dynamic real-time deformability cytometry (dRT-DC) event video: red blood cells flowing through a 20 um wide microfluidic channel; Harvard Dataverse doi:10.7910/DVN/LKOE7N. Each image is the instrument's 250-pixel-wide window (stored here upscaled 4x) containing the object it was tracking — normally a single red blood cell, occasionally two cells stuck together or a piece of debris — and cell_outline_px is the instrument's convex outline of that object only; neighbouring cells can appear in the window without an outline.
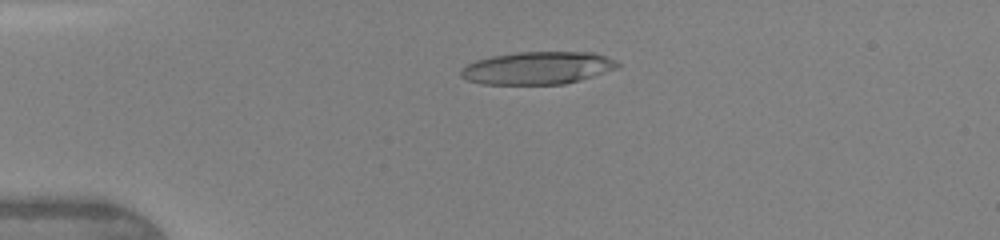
{"species": "human", "species_latin": "Homo sapiens", "temperature_condition": "warm", "stored_images_in_passage": 46, "camera_frame_rate_fps": 3000, "um_per_image_px": 0.085, "donor": {"sex": "female"}, "frame": {"image": 1, "passage_image": 11, "time_ms": 3.333, "image_size_px": [1000, 240], "cell_outline_px": [[620, 64], [616, 68], [580, 80], [564, 84], [480, 84], [468, 80], [460, 76], [460, 68], [476, 60], [492, 56], [516, 52], [592, 52], [616, 60]], "centroid_in_image_um": [45.65, 5.78], "position_along_channel_um": 39.3, "area_um2": 29.71}}
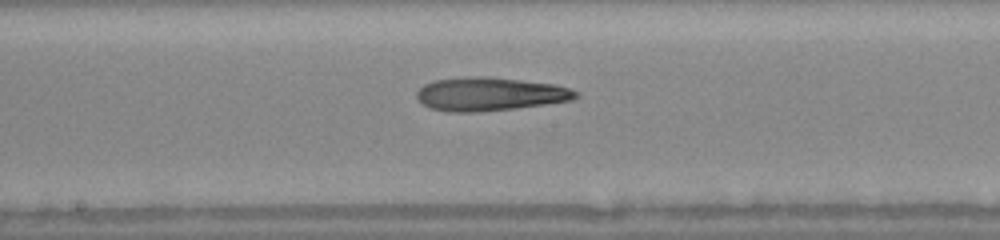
{"frame": {"image": 2, "passage_image": 25, "time_ms": 8.0, "image_size_px": [1000, 240], "cell_outline_px": [[580, 96], [572, 100], [544, 104], [512, 108], [472, 112], [448, 112], [428, 108], [420, 104], [416, 96], [416, 92], [424, 84], [436, 80], [468, 76], [488, 76], [552, 84], [568, 88], [580, 92]], "centroid_in_image_um": [41.59, 7.99], "position_along_channel_um": 206.6, "area_um2": 30.98}}
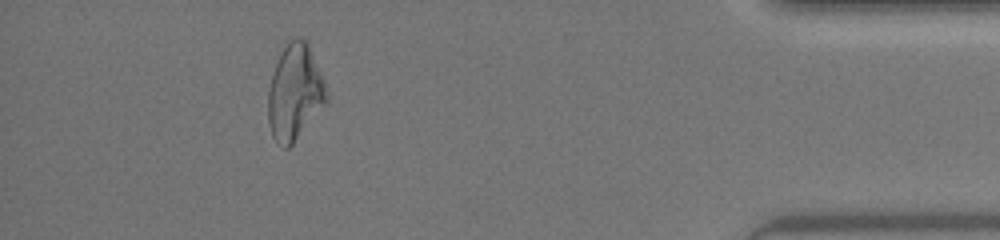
{"frame": {"image": 3, "passage_image": 42, "time_ms": 13.667, "image_size_px": [1000, 240], "cell_outline_px": [[328, 100], [292, 144], [288, 148], [284, 148], [276, 144], [272, 136], [268, 120], [268, 92], [272, 76], [276, 64], [288, 40], [296, 36], [300, 36], [308, 44], [324, 80], [328, 92]], "centroid_in_image_um": [25.05, 7.86], "position_along_channel_um": 410.1, "area_um2": 32.25}, "authors_computed_cell_mechanics": {"area_um2": 30.7207, "velocity_mm_per_s": 4.4047, "shape_relaxation_time_tau1_ms": null, "shape_relaxation_time_tau2_ms": 4.3905, "deformation_change_tau1": null, "deformation_change_tau2": 0.2028}}